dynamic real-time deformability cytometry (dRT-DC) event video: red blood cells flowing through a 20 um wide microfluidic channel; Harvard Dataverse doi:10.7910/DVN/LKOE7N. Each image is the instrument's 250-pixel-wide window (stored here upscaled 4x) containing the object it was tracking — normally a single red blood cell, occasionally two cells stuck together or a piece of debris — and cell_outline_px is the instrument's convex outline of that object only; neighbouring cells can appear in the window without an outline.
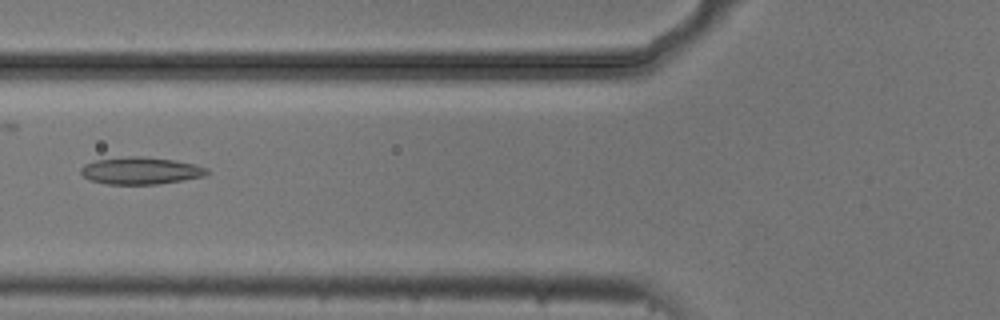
{"species": "common noctule bat (a hibernating species)", "species_latin": "Nyctalus noctula", "temperature_condition": "cold", "stored_images_in_passage": 6, "camera_frame_rate_fps": 3000, "um_per_image_px": 0.085, "animal": {"sex": "male", "body_mass_g": 20.5, "forearm_length_mm": 52.5}, "frame": {"image": 1, "passage_image": 6, "time_ms": 1.667, "image_size_px": [1000, 320], "cell_outline_px": [[208, 172], [204, 176], [156, 184], [108, 184], [88, 180], [80, 172], [80, 168], [84, 164], [96, 160], [128, 156], [140, 156], [172, 160], [196, 164], [208, 168]], "centroid_in_image_um": [11.92, 14.5], "position_along_channel_um": 113.9, "area_um2": 19.83}}